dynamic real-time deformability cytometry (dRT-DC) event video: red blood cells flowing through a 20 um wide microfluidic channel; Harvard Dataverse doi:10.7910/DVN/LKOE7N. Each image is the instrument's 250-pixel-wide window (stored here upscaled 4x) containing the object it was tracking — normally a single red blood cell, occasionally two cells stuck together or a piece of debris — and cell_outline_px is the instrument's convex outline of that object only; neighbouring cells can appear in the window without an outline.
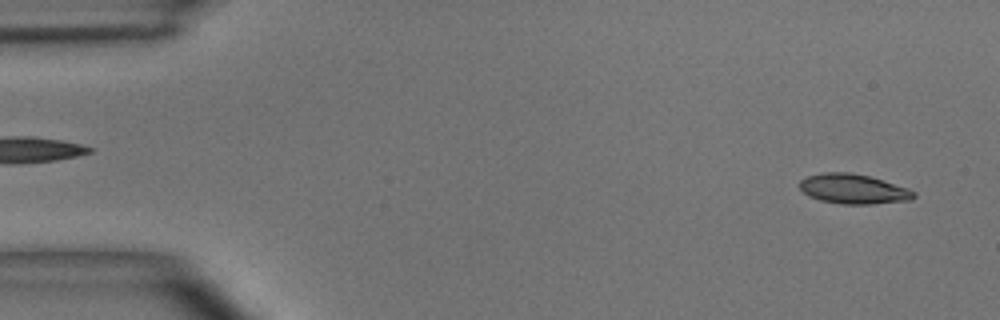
{"species": "common noctule bat (a hibernating species)", "species_latin": "Nyctalus noctula", "temperature_condition": "room temperature", "stored_images_in_passage": 49, "camera_frame_rate_fps": 3000, "um_per_image_px": 0.085, "animal": {"sex": "male", "body_mass_g": 15.6}, "frame": {"image": 1, "passage_image": 2, "time_ms": 0.333, "image_size_px": [1000, 320], "cell_outline_px": [[916, 196], [912, 200], [872, 204], [844, 204], [820, 200], [808, 196], [800, 188], [800, 180], [808, 176], [824, 172], [848, 172], [868, 176], [908, 188], [916, 192]], "centroid_in_image_um": [72.55, 16.07], "position_along_channel_um": 12.5, "area_um2": 19.71}}
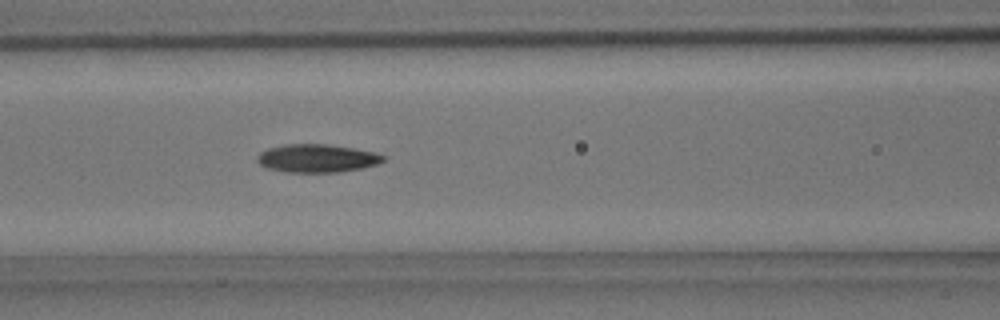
{"frame": {"image": 2, "passage_image": 20, "time_ms": 6.333, "image_size_px": [1000, 320], "cell_outline_px": [[388, 156], [384, 160], [376, 164], [360, 168], [340, 172], [288, 172], [268, 168], [260, 164], [256, 160], [256, 156], [260, 152], [268, 148], [284, 144], [328, 144], [376, 152]], "centroid_in_image_um": [26.94, 13.44], "position_along_channel_um": 139.7, "area_um2": 20.69}}
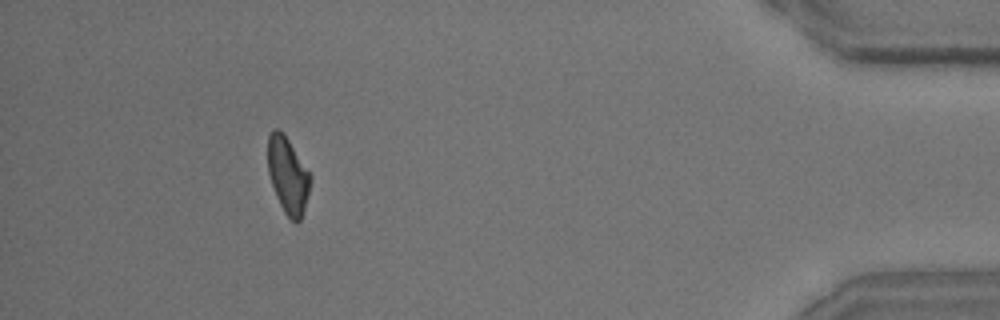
{"frame": {"image": 3, "passage_image": 45, "time_ms": 14.667, "image_size_px": [1000, 320], "cell_outline_px": [[312, 180], [308, 196], [300, 220], [296, 224], [284, 212], [276, 196], [268, 172], [268, 136], [272, 128], [276, 128], [284, 132], [312, 176]], "centroid_in_image_um": [24.48, 14.87], "position_along_channel_um": 410.7, "area_um2": 19.02}, "authors_computed_cell_mechanics": {"area_um2": 19.8832, "velocity_mm_per_s": 3.9569, "shape_relaxation_time_tau1_ms": 6.4443, "shape_relaxation_time_tau2_ms": 5.9245, "deformation_change_tau1": 0.185, "deformation_change_tau2": 0.1566}}